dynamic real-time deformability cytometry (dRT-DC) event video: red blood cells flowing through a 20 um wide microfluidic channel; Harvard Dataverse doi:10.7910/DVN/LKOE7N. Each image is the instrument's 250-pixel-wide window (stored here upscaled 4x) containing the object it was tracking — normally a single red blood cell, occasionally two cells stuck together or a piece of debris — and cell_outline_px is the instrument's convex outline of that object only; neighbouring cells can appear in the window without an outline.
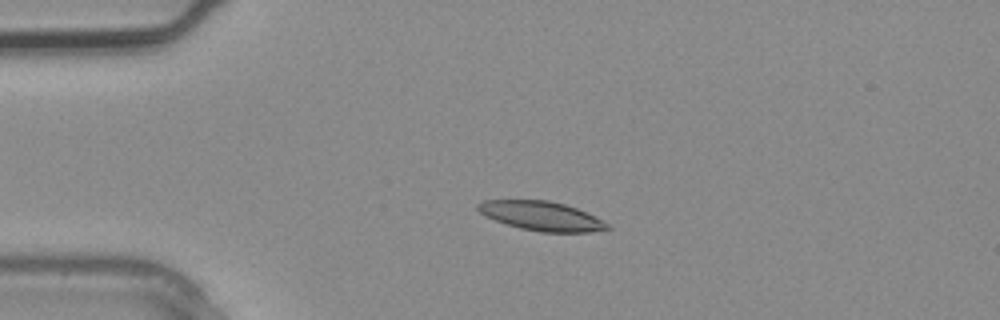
{"species": "common noctule bat (a hibernating species)", "species_latin": "Nyctalus noctula", "temperature_condition": "warm", "stored_images_in_passage": 2, "camera_frame_rate_fps": 3000, "um_per_image_px": 0.085, "animal": {"sex": "male", "body_mass_g": 20.4}, "frame": {"image": 1, "passage_image": 2, "time_ms": 0.333, "image_size_px": [1000, 320], "cell_outline_px": [[612, 228], [588, 232], [540, 232], [520, 228], [484, 216], [476, 208], [476, 204], [484, 200], [548, 200], [564, 204], [576, 208], [608, 224]], "centroid_in_image_um": [45.97, 18.35], "position_along_channel_um": 39.0, "area_um2": 21.73}}